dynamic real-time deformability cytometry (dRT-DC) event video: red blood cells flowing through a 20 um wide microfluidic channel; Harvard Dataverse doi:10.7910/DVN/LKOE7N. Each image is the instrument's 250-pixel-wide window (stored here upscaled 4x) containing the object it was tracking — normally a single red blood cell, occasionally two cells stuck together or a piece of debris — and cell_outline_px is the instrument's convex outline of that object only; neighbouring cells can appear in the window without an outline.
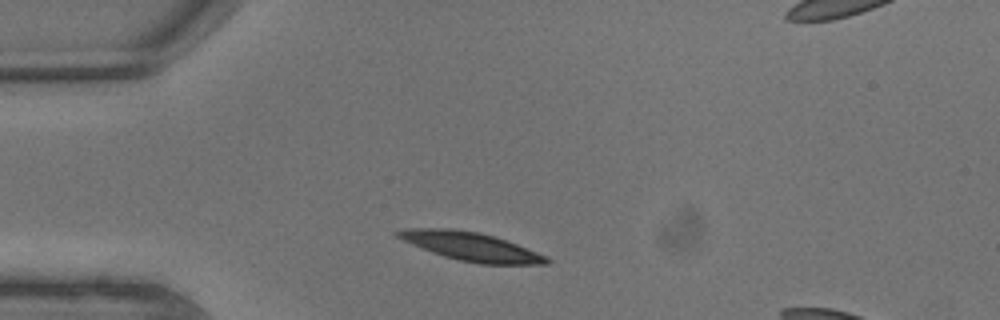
{"species": "common noctule bat (a hibernating species)", "species_latin": "Nyctalus noctula", "temperature_condition": "warm", "stored_images_in_passage": 3, "camera_frame_rate_fps": 3000, "um_per_image_px": 0.085, "animal": {"sex": "male", "body_mass_g": 13.3}, "frame": {"image": 1, "passage_image": 1, "time_ms": 0.0, "image_size_px": [1000, 320], "cell_outline_px": [[552, 260], [548, 264], [480, 264], [460, 260], [444, 256], [432, 252], [412, 244], [396, 236], [392, 232], [412, 228], [448, 228], [480, 232], [516, 244], [548, 256]], "centroid_in_image_um": [40.06, 20.95], "position_along_channel_um": 44.9, "area_um2": 24.45}}
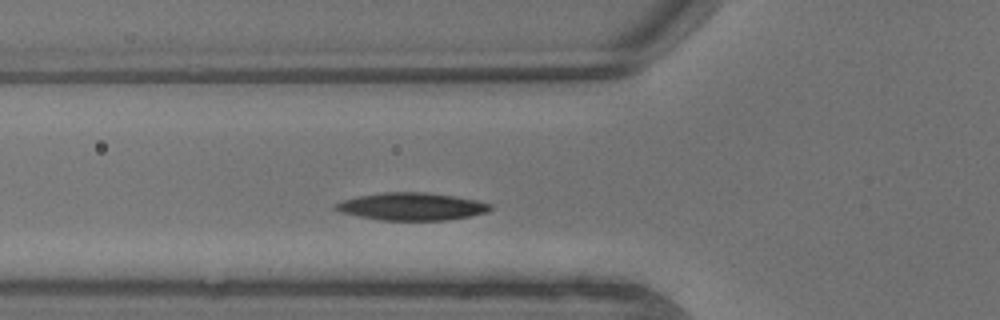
{"frame": {"image": 2, "passage_image": 3, "time_ms": 0.667, "image_size_px": [1000, 320], "cell_outline_px": [[492, 208], [488, 212], [448, 220], [380, 220], [340, 212], [332, 208], [332, 204], [356, 196], [384, 192], [428, 192], [456, 196], [476, 200], [492, 204]], "centroid_in_image_um": [34.98, 17.54], "position_along_channel_um": 90.8, "area_um2": 24.97}}